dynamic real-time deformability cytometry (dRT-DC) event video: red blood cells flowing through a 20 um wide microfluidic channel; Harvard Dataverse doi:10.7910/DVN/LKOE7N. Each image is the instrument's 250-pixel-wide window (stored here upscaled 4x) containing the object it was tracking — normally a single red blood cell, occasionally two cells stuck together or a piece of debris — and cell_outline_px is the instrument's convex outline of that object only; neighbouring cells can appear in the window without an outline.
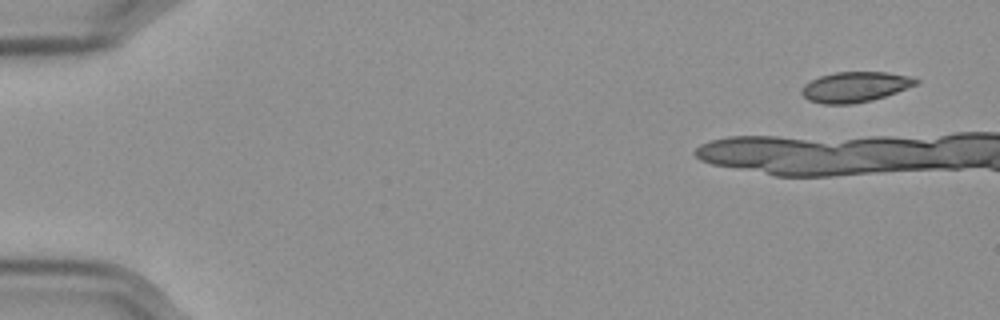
{"species": "Egyptian fruit bat (a non-hibernating species)", "species_latin": "Rousettus aegyptiacus", "temperature_condition": "cold", "stored_images_in_passage": 8, "camera_frame_rate_fps": 3000, "um_per_image_px": 0.085, "frame": {"image": 1, "passage_image": 1, "time_ms": 0.0, "image_size_px": [1000, 320], "cell_outline_px": [[920, 80], [916, 84], [896, 92], [872, 100], [852, 104], [824, 104], [808, 100], [800, 92], [804, 84], [820, 76], [836, 72], [888, 72], [908, 76]], "centroid_in_image_um": [72.65, 7.39], "position_along_channel_um": 12.3, "area_um2": 20.0}}